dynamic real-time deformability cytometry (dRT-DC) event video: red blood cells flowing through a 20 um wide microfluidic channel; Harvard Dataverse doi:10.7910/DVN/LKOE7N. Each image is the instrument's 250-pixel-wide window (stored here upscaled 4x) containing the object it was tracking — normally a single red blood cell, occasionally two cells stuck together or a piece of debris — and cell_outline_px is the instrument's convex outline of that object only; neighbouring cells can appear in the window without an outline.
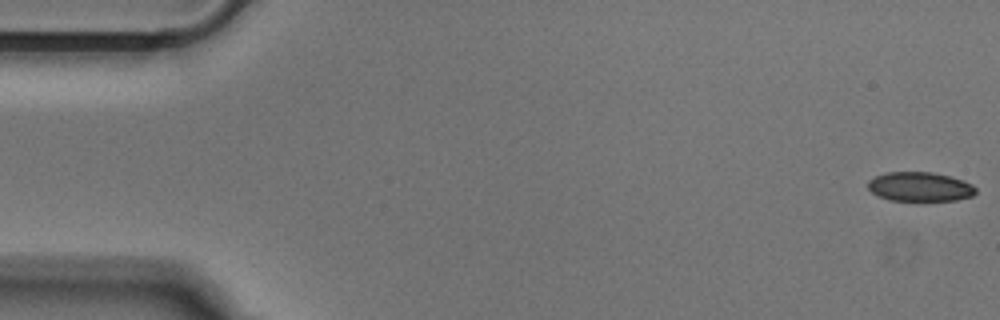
{"species": "Egyptian fruit bat (a non-hibernating species)", "species_latin": "Rousettus aegyptiacus", "temperature_condition": "cold", "stored_images_in_passage": 52, "camera_frame_rate_fps": 3000, "um_per_image_px": 0.085, "animal": {"sex": "male"}, "frame": {"image": 1, "passage_image": 1, "time_ms": 0.0, "image_size_px": [1000, 320], "cell_outline_px": [[976, 192], [972, 196], [956, 200], [892, 200], [880, 196], [872, 192], [868, 188], [868, 180], [884, 172], [932, 172], [964, 180], [972, 184], [976, 188]], "centroid_in_image_um": [78.2, 15.86], "position_along_channel_um": 6.8, "area_um2": 18.26}}
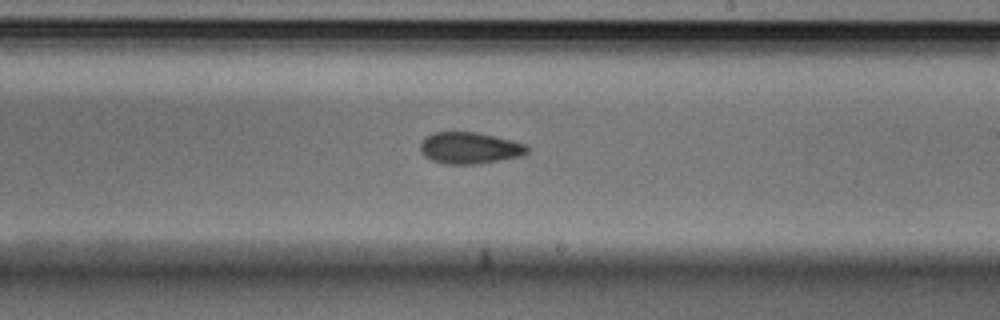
{"frame": {"image": 2, "passage_image": 30, "time_ms": 9.667, "image_size_px": [1000, 320], "cell_outline_px": [[528, 152], [524, 156], [476, 164], [444, 164], [432, 160], [424, 156], [420, 152], [420, 144], [428, 136], [436, 132], [476, 132], [512, 140], [524, 144], [528, 148]], "centroid_in_image_um": [39.93, 12.59], "position_along_channel_um": 249.1, "area_um2": 19.59}}
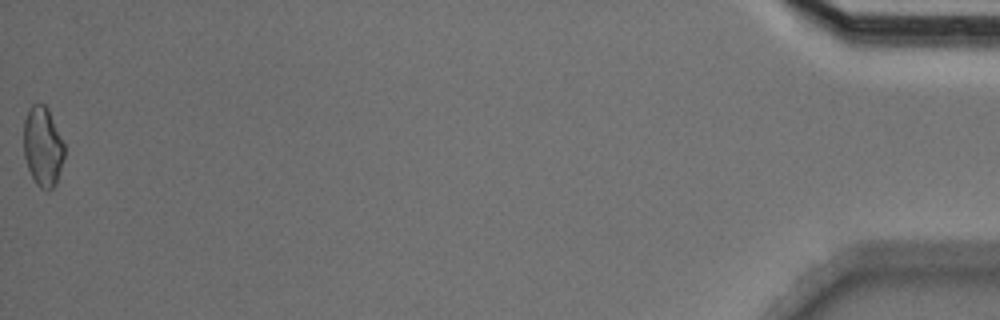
{"frame": {"image": 3, "passage_image": 52, "time_ms": 17.0, "image_size_px": [1000, 320], "cell_outline_px": [[64, 156], [56, 184], [48, 192], [40, 188], [36, 184], [28, 168], [24, 156], [24, 120], [28, 108], [32, 104], [44, 104], [48, 108], [64, 144]], "centroid_in_image_um": [3.63, 12.46], "position_along_channel_um": 431.6, "area_um2": 18.9}}